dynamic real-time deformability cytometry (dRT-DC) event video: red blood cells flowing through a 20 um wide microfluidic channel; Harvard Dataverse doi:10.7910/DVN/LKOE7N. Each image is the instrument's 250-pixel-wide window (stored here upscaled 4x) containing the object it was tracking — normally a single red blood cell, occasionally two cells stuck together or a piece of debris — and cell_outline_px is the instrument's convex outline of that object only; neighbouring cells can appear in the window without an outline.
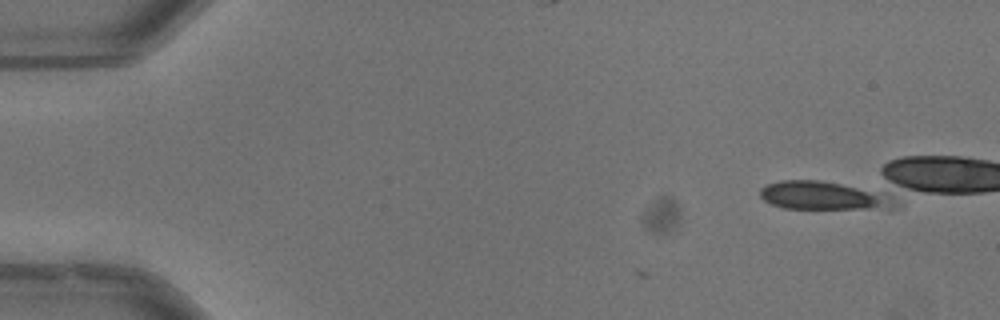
{"species": "common noctule bat (a hibernating species)", "species_latin": "Nyctalus noctula", "temperature_condition": "warm", "stored_images_in_passage": 3, "camera_frame_rate_fps": 3000, "um_per_image_px": 0.085, "animal": {"sex": "male", "body_mass_g": 13.3}, "frame": {"image": 1, "passage_image": 3, "time_ms": 0.667, "image_size_px": [1000, 320], "cell_outline_px": [[896, 204], [892, 208], [784, 208], [772, 204], [764, 200], [760, 196], [760, 188], [768, 184], [780, 180], [820, 180], [840, 184], [892, 196]], "centroid_in_image_um": [69.89, 16.62], "position_along_channel_um": 15.1, "area_um2": 21.5}}